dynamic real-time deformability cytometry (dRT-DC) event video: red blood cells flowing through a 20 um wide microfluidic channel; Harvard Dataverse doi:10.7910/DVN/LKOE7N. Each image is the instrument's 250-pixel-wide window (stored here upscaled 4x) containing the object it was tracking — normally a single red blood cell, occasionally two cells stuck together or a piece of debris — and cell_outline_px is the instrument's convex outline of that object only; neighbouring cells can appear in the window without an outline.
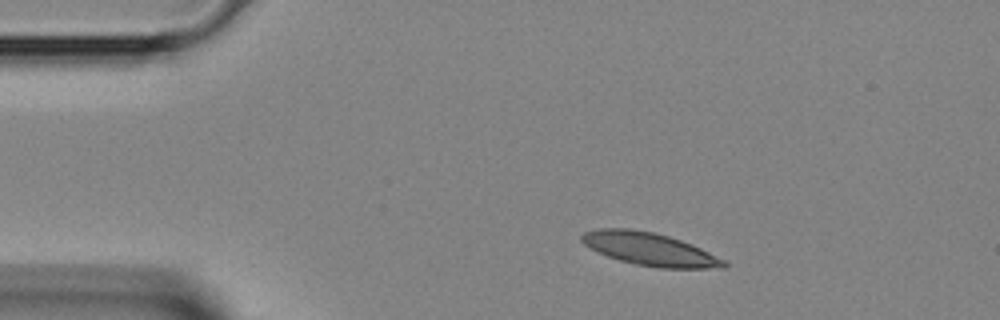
{"species": "Egyptian fruit bat (a non-hibernating species)", "species_latin": "Rousettus aegyptiacus", "temperature_condition": "room temperature", "stored_images_in_passage": 2, "camera_frame_rate_fps": 3000, "um_per_image_px": 0.085, "animal": {"sex": "female"}, "frame": {"image": 1, "passage_image": 1, "time_ms": 0.0, "image_size_px": [1000, 320], "cell_outline_px": [[728, 268], [660, 268], [636, 264], [620, 260], [608, 256], [584, 244], [580, 240], [580, 236], [584, 232], [600, 228], [628, 228], [656, 232], [692, 244], [724, 260], [728, 264]], "centroid_in_image_um": [55.23, 21.17], "position_along_channel_um": 29.8, "area_um2": 27.05}}